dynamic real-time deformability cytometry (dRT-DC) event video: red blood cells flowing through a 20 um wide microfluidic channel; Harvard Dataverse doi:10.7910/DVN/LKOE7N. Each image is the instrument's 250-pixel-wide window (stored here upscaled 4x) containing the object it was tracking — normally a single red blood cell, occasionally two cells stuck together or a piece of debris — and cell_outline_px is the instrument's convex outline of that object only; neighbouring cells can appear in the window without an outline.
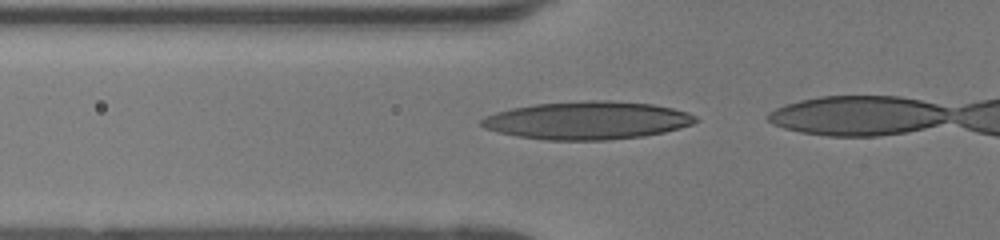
{"species": "human", "species_latin": "Homo sapiens", "temperature_condition": "room temperature", "stored_images_in_passage": 7, "camera_frame_rate_fps": 3000, "um_per_image_px": 0.085, "donor": {"sex": "female"}, "frame": {"image": 1, "passage_image": 2, "time_ms": 0.333, "image_size_px": [1000, 240], "cell_outline_px": [[700, 120], [692, 124], [680, 128], [664, 132], [644, 136], [608, 140], [544, 140], [516, 136], [484, 128], [480, 124], [480, 120], [484, 116], [496, 112], [512, 108], [536, 104], [584, 100], [608, 100], [652, 104], [672, 108], [688, 112], [696, 116]], "centroid_in_image_um": [49.93, 10.23], "position_along_channel_um": 75.9, "area_um2": 47.51}}
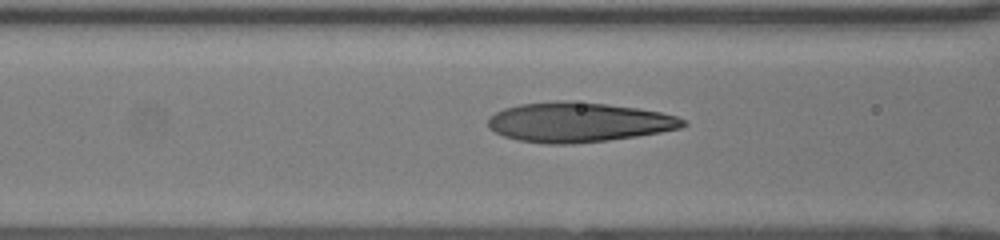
{"frame": {"image": 2, "passage_image": 5, "time_ms": 1.333, "image_size_px": [1000, 240], "cell_outline_px": [[688, 124], [680, 128], [660, 132], [636, 136], [608, 140], [572, 144], [548, 144], [520, 140], [504, 136], [488, 128], [488, 120], [496, 112], [504, 108], [520, 104], [556, 100], [572, 100], [608, 104], [636, 108], [660, 112], [676, 116], [684, 120]], "centroid_in_image_um": [49.17, 10.38], "position_along_channel_um": 117.4, "area_um2": 45.08}}